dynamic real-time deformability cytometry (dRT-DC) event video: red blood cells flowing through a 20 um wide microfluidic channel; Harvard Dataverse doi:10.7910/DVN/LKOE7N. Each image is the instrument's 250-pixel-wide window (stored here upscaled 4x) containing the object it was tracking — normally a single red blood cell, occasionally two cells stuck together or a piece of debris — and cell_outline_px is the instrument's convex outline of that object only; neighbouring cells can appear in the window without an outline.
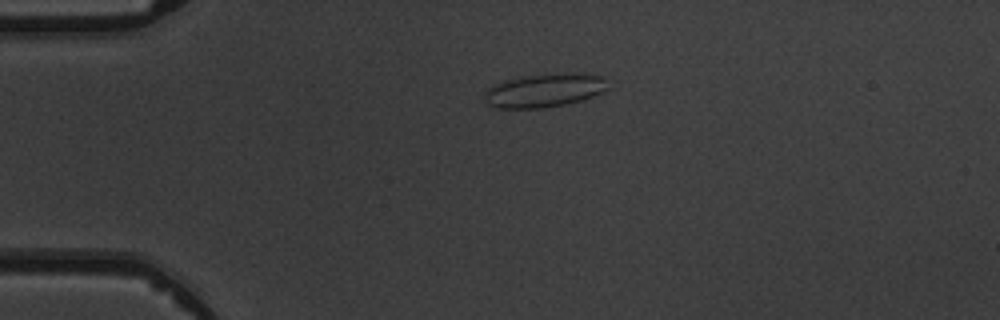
{"species": "common noctule bat (a hibernating species)", "species_latin": "Nyctalus noctula", "temperature_condition": "warm", "stored_images_in_passage": 3, "camera_frame_rate_fps": 3000, "um_per_image_px": 0.085, "animal": {"sex": "male", "body_mass_g": 19.5, "forearm_length_mm": 54.6}, "frame": {"image": 1, "passage_image": 3, "time_ms": 2.667, "image_size_px": [1000, 320], "cell_outline_px": [[608, 88], [592, 96], [580, 100], [564, 104], [540, 108], [496, 108], [488, 104], [484, 100], [484, 92], [492, 84], [504, 80], [524, 76], [568, 72], [580, 72], [604, 76]], "centroid_in_image_um": [46.25, 7.66], "position_along_channel_um": 38.8, "area_um2": 24.28}}